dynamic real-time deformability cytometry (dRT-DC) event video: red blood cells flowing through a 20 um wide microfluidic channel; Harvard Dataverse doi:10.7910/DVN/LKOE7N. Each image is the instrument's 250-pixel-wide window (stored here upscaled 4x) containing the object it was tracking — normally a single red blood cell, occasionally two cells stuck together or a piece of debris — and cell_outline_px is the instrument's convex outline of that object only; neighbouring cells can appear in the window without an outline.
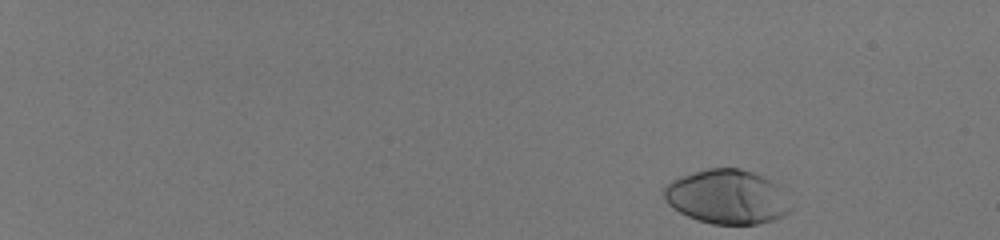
{"species": "human", "species_latin": "Homo sapiens", "temperature_condition": "room temperature", "stored_images_in_passage": 47, "camera_frame_rate_fps": 3000, "um_per_image_px": 0.085, "donor": {"sex": "male"}, "frame": {"image": 1, "passage_image": 1, "time_ms": 0.0, "image_size_px": [1000, 240], "cell_outline_px": [[792, 208], [784, 216], [772, 220], [756, 224], [712, 224], [688, 216], [672, 208], [664, 200], [664, 188], [672, 180], [680, 176], [708, 168], [740, 168], [752, 172], [776, 184]], "centroid_in_image_um": [61.76, 16.74], "position_along_channel_um": 23.2, "area_um2": 39.65}}
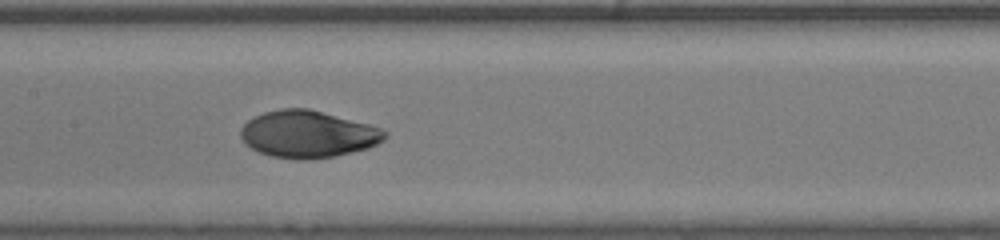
{"frame": {"image": 2, "passage_image": 27, "time_ms": 8.667, "image_size_px": [1000, 240], "cell_outline_px": [[388, 136], [384, 140], [368, 148], [336, 156], [308, 160], [296, 160], [272, 156], [260, 152], [244, 144], [240, 136], [240, 128], [248, 120], [264, 112], [280, 108], [308, 108], [368, 124], [380, 128], [388, 132]], "centroid_in_image_um": [26.16, 11.41], "position_along_channel_um": 181.2, "area_um2": 39.65}}
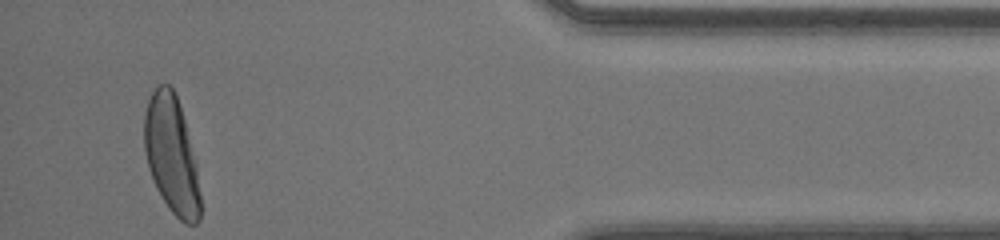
{"frame": {"image": 3, "passage_image": 47, "time_ms": 15.333, "image_size_px": [1000, 240], "cell_outline_px": [[200, 220], [196, 224], [184, 224], [168, 208], [156, 188], [148, 168], [144, 152], [144, 116], [148, 100], [156, 84], [168, 84], [172, 88], [176, 96], [184, 120], [196, 164], [200, 196]], "centroid_in_image_um": [14.56, 13.18], "position_along_channel_um": 420.6, "area_um2": 38.26}, "authors_computed_cell_mechanics": {"area_um2": 39.0728, "velocity_mm_per_s": 4.1072, "shape_relaxation_time_tau1_ms": 3.3945, "shape_relaxation_time_tau2_ms": null, "deformation_change_tau1": 0.2041, "deformation_change_tau2": null}}